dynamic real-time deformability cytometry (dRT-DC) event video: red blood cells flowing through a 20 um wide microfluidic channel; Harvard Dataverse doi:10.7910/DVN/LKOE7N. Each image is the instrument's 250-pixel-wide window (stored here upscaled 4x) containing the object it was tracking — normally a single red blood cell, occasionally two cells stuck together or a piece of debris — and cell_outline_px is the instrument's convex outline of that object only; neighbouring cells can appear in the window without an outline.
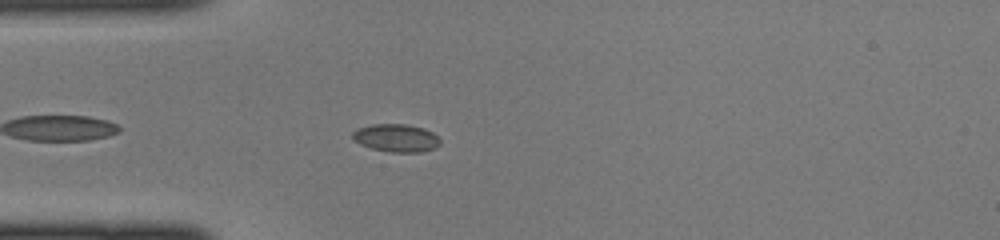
{"species": "common noctule bat (a hibernating species)", "species_latin": "Nyctalus noctula", "temperature_condition": "cold", "stored_images_in_passage": 36, "camera_frame_rate_fps": 3000, "um_per_image_px": 0.085, "animal": {"sex": "female", "body_mass_g": 22.0, "forearm_length_mm": 56.7}, "frame": {"image": 1, "passage_image": 4, "time_ms": 1.0, "image_size_px": [1000, 240], "cell_outline_px": [[440, 144], [436, 148], [420, 152], [392, 152], [372, 148], [360, 144], [352, 140], [352, 132], [356, 128], [372, 124], [404, 124], [424, 128], [432, 132], [440, 140]], "centroid_in_image_um": [33.65, 11.72], "position_along_channel_um": 51.3, "area_um2": 14.28}}
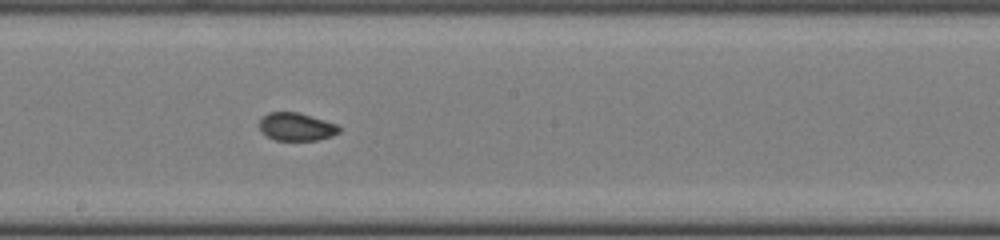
{"frame": {"image": 2, "passage_image": 16, "time_ms": 5.0, "image_size_px": [1000, 240], "cell_outline_px": [[340, 132], [332, 136], [320, 140], [276, 140], [264, 136], [260, 132], [260, 120], [268, 112], [296, 112], [324, 120], [336, 124], [340, 128]], "centroid_in_image_um": [25.17, 10.79], "position_along_channel_um": 223.0, "area_um2": 13.01}}
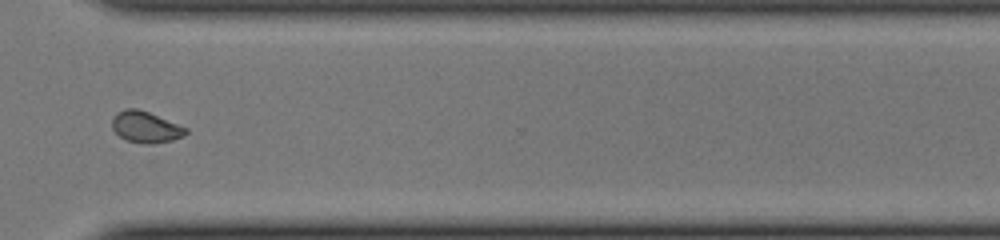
{"frame": {"image": 3, "passage_image": 25, "time_ms": 8.0, "image_size_px": [1000, 240], "cell_outline_px": [[188, 132], [184, 136], [172, 140], [152, 144], [144, 144], [124, 140], [112, 128], [112, 116], [116, 112], [124, 108], [136, 108], [148, 112], [188, 128]], "centroid_in_image_um": [12.36, 10.8], "position_along_channel_um": 358.2, "area_um2": 13.58}}